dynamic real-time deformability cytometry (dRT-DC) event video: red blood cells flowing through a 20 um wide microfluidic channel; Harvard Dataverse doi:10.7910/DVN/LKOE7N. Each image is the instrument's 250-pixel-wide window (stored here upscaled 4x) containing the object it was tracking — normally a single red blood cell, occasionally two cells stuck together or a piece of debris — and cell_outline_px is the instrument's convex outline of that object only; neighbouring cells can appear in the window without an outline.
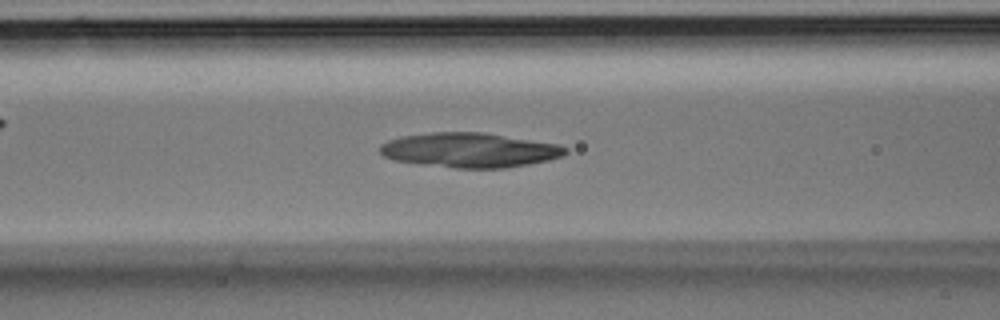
{"species": "Egyptian fruit bat (a non-hibernating species)", "species_latin": "Rousettus aegyptiacus", "temperature_condition": "room temperature", "stored_images_in_passage": 36, "camera_frame_rate_fps": 3000, "um_per_image_px": 0.085, "animal": {"sex": "male"}, "frame": {"image": 1, "passage_image": 14, "time_ms": 4.333, "image_size_px": [1000, 320], "cell_outline_px": [[568, 152], [560, 156], [548, 160], [528, 164], [504, 168], [456, 168], [420, 164], [396, 160], [384, 156], [380, 152], [380, 144], [388, 140], [400, 136], [432, 132], [484, 132], [560, 144], [568, 148]], "centroid_in_image_um": [39.92, 12.75], "position_along_channel_um": 126.7, "area_um2": 37.51}}
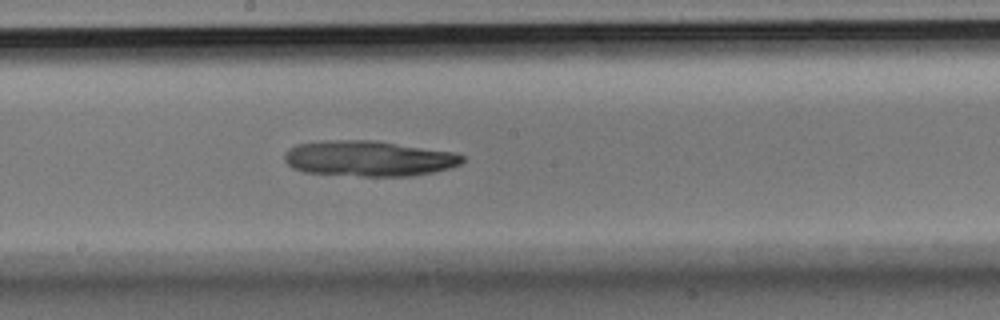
{"frame": {"image": 2, "passage_image": 19, "time_ms": 6.0, "image_size_px": [1000, 320], "cell_outline_px": [[464, 160], [460, 164], [452, 168], [412, 176], [360, 176], [304, 172], [292, 168], [284, 160], [284, 156], [288, 148], [296, 144], [324, 140], [376, 140], [456, 152], [464, 156]], "centroid_in_image_um": [31.35, 13.46], "position_along_channel_um": 216.8, "area_um2": 37.28}}
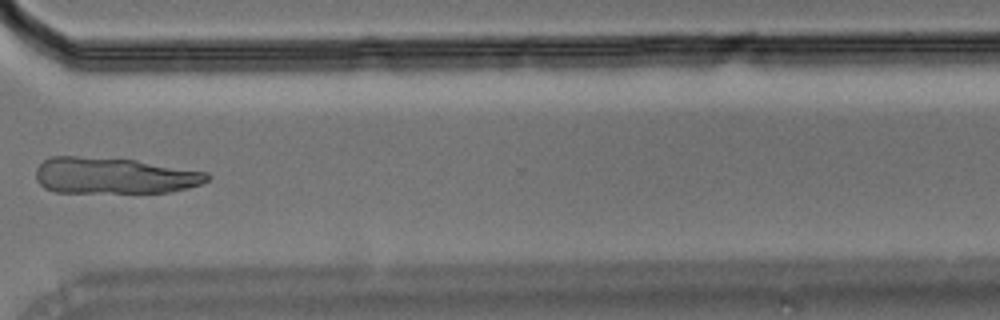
{"frame": {"image": 3, "passage_image": 27, "time_ms": 8.667, "image_size_px": [1000, 320], "cell_outline_px": [[212, 176], [208, 180], [200, 184], [188, 188], [172, 192], [56, 192], [44, 188], [36, 180], [36, 168], [44, 160], [52, 156], [76, 156], [136, 160], [208, 172]], "centroid_in_image_um": [9.7, 14.93], "position_along_channel_um": 360.9, "area_um2": 36.24}}